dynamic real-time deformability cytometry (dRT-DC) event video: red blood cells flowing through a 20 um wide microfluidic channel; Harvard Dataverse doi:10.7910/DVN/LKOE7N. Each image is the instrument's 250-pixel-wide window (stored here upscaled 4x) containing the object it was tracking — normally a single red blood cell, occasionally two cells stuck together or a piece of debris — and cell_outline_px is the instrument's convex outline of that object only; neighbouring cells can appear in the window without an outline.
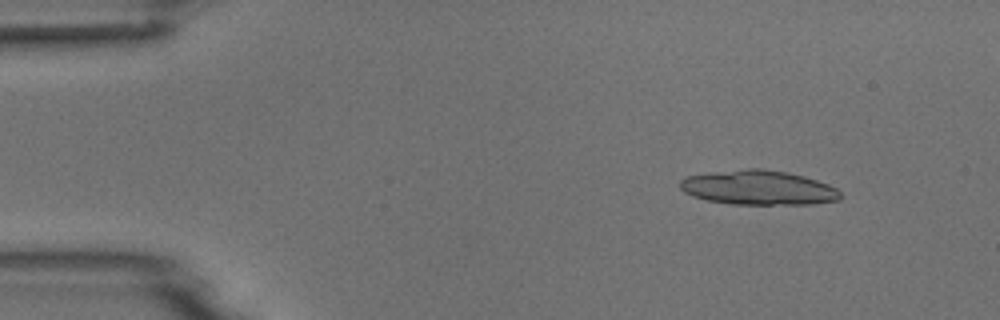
{"species": "common noctule bat (a hibernating species)", "species_latin": "Nyctalus noctula", "temperature_condition": "room temperature", "stored_images_in_passage": 5, "camera_frame_rate_fps": 3000, "um_per_image_px": 0.085, "animal": {"sex": "male", "body_mass_g": 18.8}, "frame": {"image": 1, "passage_image": 2, "time_ms": 1.333, "image_size_px": [1000, 320], "cell_outline_px": [[840, 200], [812, 204], [732, 204], [708, 200], [692, 196], [684, 192], [680, 188], [680, 180], [684, 176], [712, 172], [748, 168], [764, 168], [804, 176], [828, 184], [836, 188], [840, 192]], "centroid_in_image_um": [64.45, 15.95], "position_along_channel_um": 20.6, "area_um2": 32.25}}